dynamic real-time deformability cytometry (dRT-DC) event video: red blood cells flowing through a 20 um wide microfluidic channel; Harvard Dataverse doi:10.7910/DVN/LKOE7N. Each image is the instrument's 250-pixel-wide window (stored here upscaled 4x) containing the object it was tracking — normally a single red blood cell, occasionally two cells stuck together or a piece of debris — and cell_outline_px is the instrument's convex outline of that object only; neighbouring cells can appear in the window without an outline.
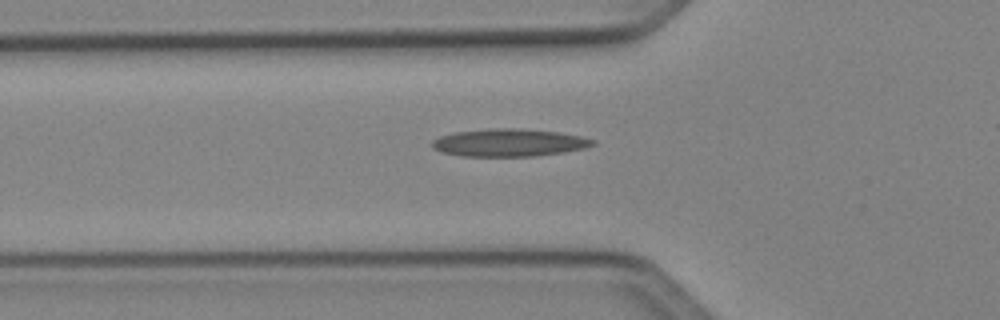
{"species": "Egyptian fruit bat (a non-hibernating species)", "species_latin": "Rousettus aegyptiacus", "temperature_condition": "cold", "stored_images_in_passage": 30, "camera_frame_rate_fps": 3000, "um_per_image_px": 0.085, "animal": {"sex": "female"}, "frame": {"image": 1, "passage_image": 2, "time_ms": 0.333, "image_size_px": [1000, 320], "cell_outline_px": [[596, 144], [584, 148], [564, 152], [532, 156], [460, 156], [444, 152], [432, 148], [432, 140], [440, 136], [456, 132], [492, 128], [520, 128], [556, 132], [580, 136], [596, 140]], "centroid_in_image_um": [43.27, 12.12], "position_along_channel_um": 82.5, "area_um2": 25.72}}
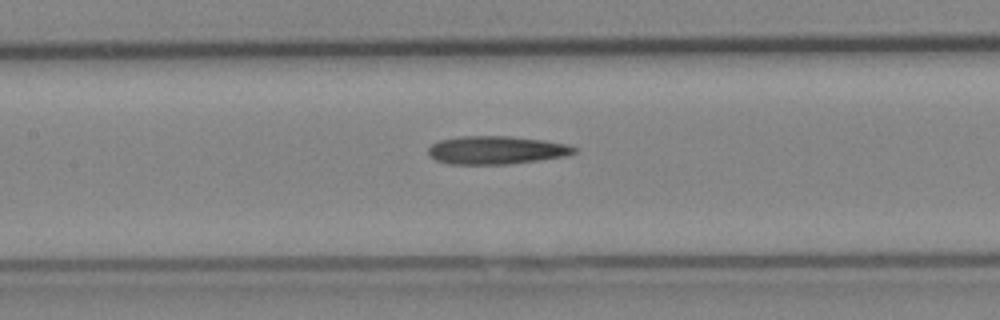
{"frame": {"image": 2, "passage_image": 8, "time_ms": 2.333, "image_size_px": [1000, 320], "cell_outline_px": [[576, 152], [564, 156], [508, 164], [448, 164], [436, 160], [428, 152], [428, 148], [432, 144], [440, 140], [460, 136], [508, 136], [544, 140], [568, 144], [576, 148]], "centroid_in_image_um": [42.17, 12.75], "position_along_channel_um": 165.2, "area_um2": 23.76}}
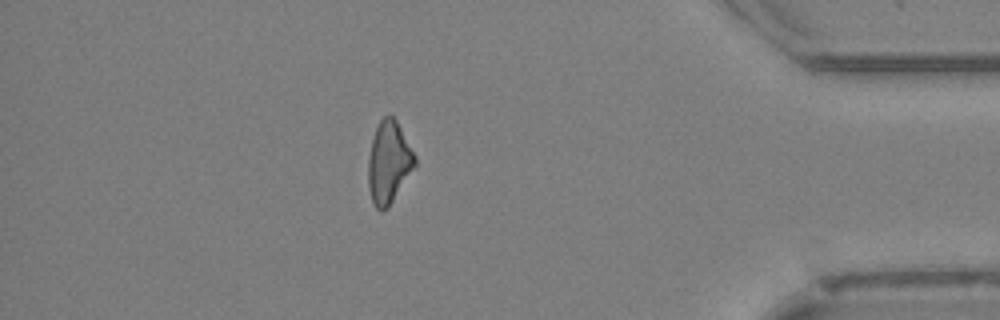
{"frame": {"image": 3, "passage_image": 28, "time_ms": 9.0, "image_size_px": [1000, 320], "cell_outline_px": [[416, 164], [388, 208], [380, 212], [372, 204], [368, 188], [368, 160], [372, 140], [376, 128], [380, 120], [388, 112], [396, 120], [416, 156]], "centroid_in_image_um": [33.03, 13.82], "position_along_channel_um": 402.2, "area_um2": 22.31}, "authors_computed_cell_mechanics": {"area_um2": 23.1778, "velocity_mm_per_s": 4.1337, "shape_relaxation_time_tau1_ms": null, "shape_relaxation_time_tau2_ms": 10.7139, "deformation_change_tau1": null, "deformation_change_tau2": 0.3223}}